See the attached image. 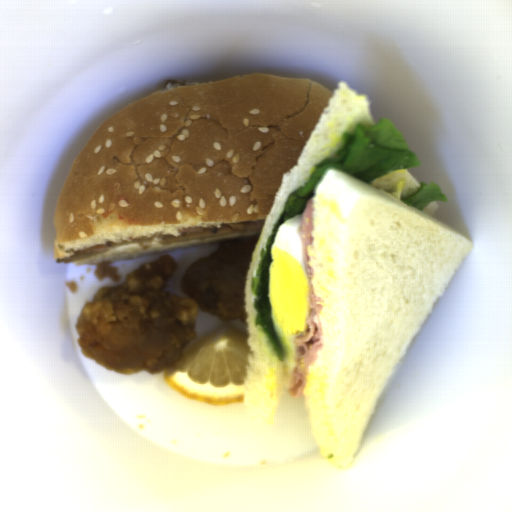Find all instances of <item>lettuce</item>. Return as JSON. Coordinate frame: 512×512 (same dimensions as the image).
Returning <instances> with one entry per match:
<instances>
[{"instance_id":"lettuce-1","label":"lettuce","mask_w":512,"mask_h":512,"mask_svg":"<svg viewBox=\"0 0 512 512\" xmlns=\"http://www.w3.org/2000/svg\"><path fill=\"white\" fill-rule=\"evenodd\" d=\"M417 161L400 130L385 117L377 124L357 122L345 132L337 153L315 164L310 177L288 194L284 210L272 227L256 273L250 280V289L256 295V327L263 328L282 361L286 358L278 341L268 301L270 251L281 224L304 214L306 203L313 199L320 179L330 169H338L370 184L389 171L415 165Z\"/></svg>"},{"instance_id":"lettuce-2","label":"lettuce","mask_w":512,"mask_h":512,"mask_svg":"<svg viewBox=\"0 0 512 512\" xmlns=\"http://www.w3.org/2000/svg\"><path fill=\"white\" fill-rule=\"evenodd\" d=\"M430 201L447 202L441 188L432 182L429 184L421 182L419 190L401 198V202L414 207L420 212L428 206Z\"/></svg>"}]
</instances>
